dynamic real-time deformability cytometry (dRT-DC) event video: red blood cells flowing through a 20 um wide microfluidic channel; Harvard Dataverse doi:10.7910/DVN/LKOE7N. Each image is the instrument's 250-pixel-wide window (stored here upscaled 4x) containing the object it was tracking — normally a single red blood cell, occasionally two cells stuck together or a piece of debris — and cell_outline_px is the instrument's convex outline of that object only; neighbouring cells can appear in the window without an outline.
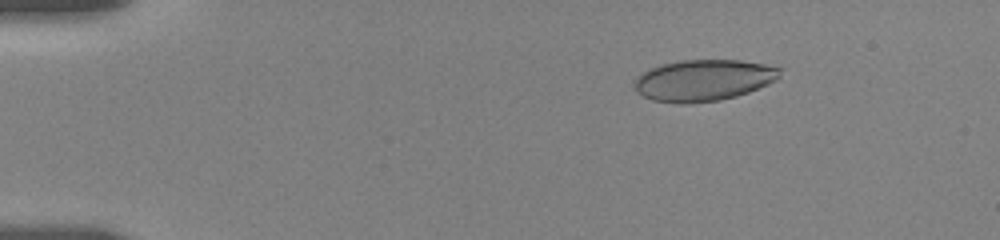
{"species": "human", "species_latin": "Homo sapiens", "temperature_condition": "room temperature", "stored_images_in_passage": 25, "camera_frame_rate_fps": 3000, "um_per_image_px": 0.085, "donor": {"sex": "female"}, "frame": {"image": 1, "passage_image": 9, "time_ms": 2.667, "image_size_px": [1000, 240], "cell_outline_px": [[784, 68], [780, 76], [776, 80], [768, 84], [748, 92], [736, 96], [720, 100], [688, 104], [680, 104], [652, 100], [636, 92], [636, 76], [648, 68], [664, 64], [684, 60], [740, 60], [764, 64]], "centroid_in_image_um": [59.82, 6.82], "position_along_channel_um": 25.2, "area_um2": 35.2}}
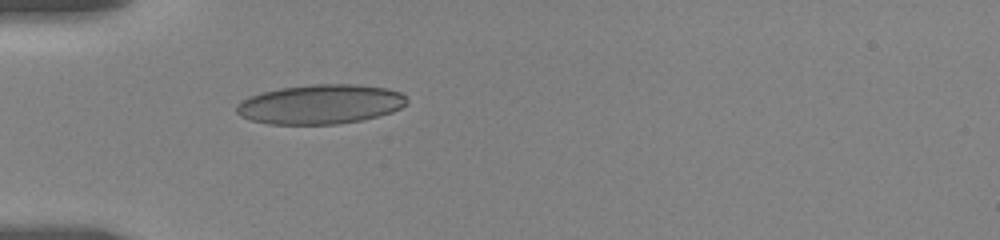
{"frame": {"image": 2, "passage_image": 18, "time_ms": 5.667, "image_size_px": [1000, 240], "cell_outline_px": [[408, 104], [392, 112], [360, 120], [336, 124], [268, 124], [252, 120], [240, 116], [236, 112], [236, 104], [252, 96], [264, 92], [280, 88], [312, 84], [356, 84], [388, 88], [400, 92], [408, 100]], "centroid_in_image_um": [27.26, 8.86], "position_along_channel_um": 57.7, "area_um2": 39.07}}
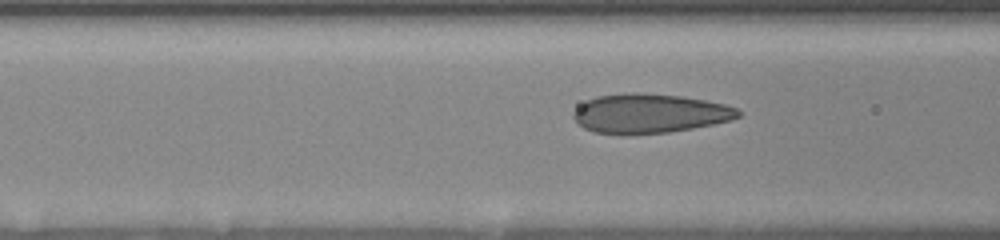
{"frame": {"image": 3, "passage_image": 23, "time_ms": 7.333, "image_size_px": [1000, 240], "cell_outline_px": [[740, 116], [728, 120], [712, 124], [692, 128], [668, 132], [596, 132], [584, 128], [572, 116], [572, 112], [580, 104], [596, 96], [632, 92], [680, 96], [704, 100], [724, 104], [736, 108], [740, 112]], "centroid_in_image_um": [55.21, 9.61], "position_along_channel_um": 111.4, "area_um2": 36.65}}